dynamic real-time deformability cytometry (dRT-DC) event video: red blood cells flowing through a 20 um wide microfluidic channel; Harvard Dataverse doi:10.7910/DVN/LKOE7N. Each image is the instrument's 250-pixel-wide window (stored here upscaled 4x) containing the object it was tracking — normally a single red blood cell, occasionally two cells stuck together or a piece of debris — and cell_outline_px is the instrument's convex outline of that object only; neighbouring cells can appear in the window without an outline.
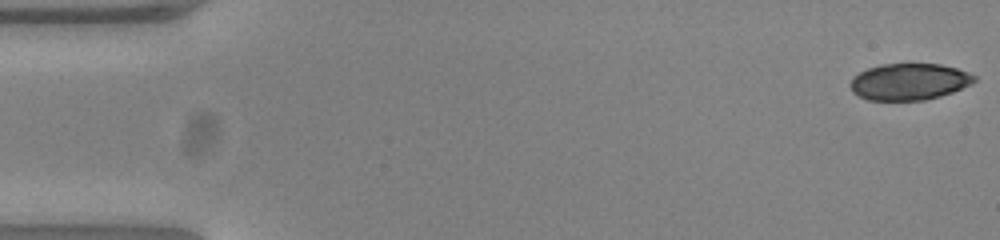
{"species": "common noctule bat (a hibernating species)", "species_latin": "Nyctalus noctula", "temperature_condition": "warm", "stored_images_in_passage": 52, "camera_frame_rate_fps": 3000, "um_per_image_px": 0.085, "animal": {"sex": "female", "body_mass_g": 23.0, "forearm_length_mm": 53.4}, "frame": {"image": 1, "passage_image": 1, "time_ms": 0.0, "image_size_px": [1000, 240], "cell_outline_px": [[976, 80], [972, 84], [952, 92], [940, 96], [924, 100], [868, 100], [852, 92], [852, 80], [860, 72], [868, 68], [880, 64], [940, 64], [956, 68], [968, 72], [976, 76]], "centroid_in_image_um": [77.32, 6.94], "position_along_channel_um": 7.7, "area_um2": 26.24}}
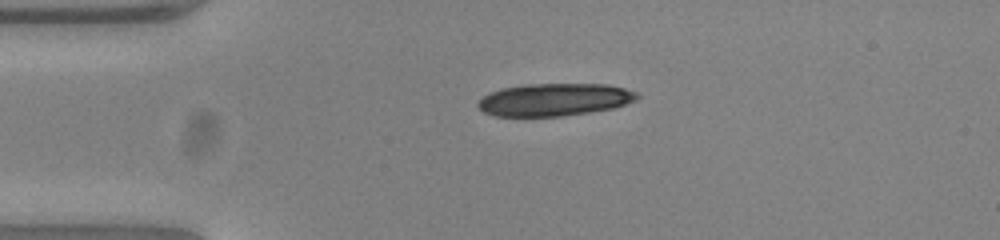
{"frame": {"image": 2, "passage_image": 12, "time_ms": 3.667, "image_size_px": [1000, 240], "cell_outline_px": [[640, 96], [636, 100], [612, 108], [588, 112], [560, 116], [496, 116], [484, 112], [476, 104], [484, 96], [500, 88], [524, 84], [608, 84], [640, 92]], "centroid_in_image_um": [47.15, 8.46], "position_along_channel_um": 37.9, "area_um2": 30.11}, "authors_computed_cell_mechanics": {"area_um2": 27.455, "velocity_mm_per_s": 3.8707, "shape_relaxation_time_tau1_ms": 3.6102, "shape_relaxation_time_tau2_ms": 4.0331, "deformation_change_tau1": 0.1645, "deformation_change_tau2": 0.0906}}